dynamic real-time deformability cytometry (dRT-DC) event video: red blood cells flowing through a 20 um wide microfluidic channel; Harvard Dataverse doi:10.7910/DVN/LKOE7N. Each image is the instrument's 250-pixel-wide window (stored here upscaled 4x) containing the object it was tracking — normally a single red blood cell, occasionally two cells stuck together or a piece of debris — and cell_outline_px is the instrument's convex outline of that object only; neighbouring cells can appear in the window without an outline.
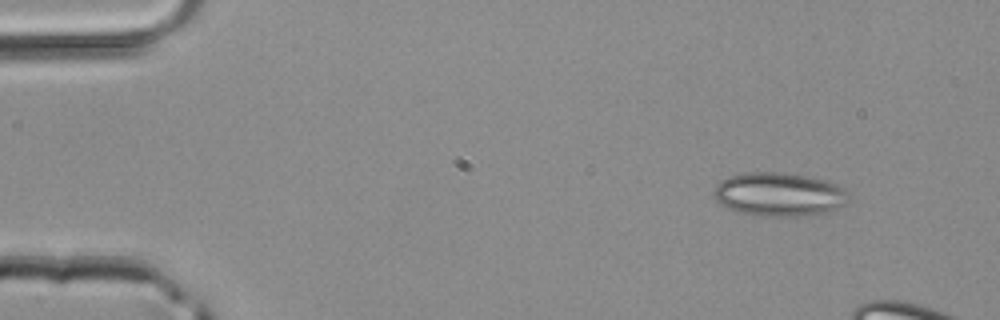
{"species": "common noctule bat (a hibernating species)", "species_latin": "Nyctalus noctula", "temperature_condition": "room temperature", "stored_images_in_passage": 3, "camera_frame_rate_fps": 3000, "um_per_image_px": 0.085, "animal": {"sex": "male", "body_mass_g": 20.4}, "frame": {"image": 1, "passage_image": 1, "time_ms": 0.0, "image_size_px": [1000, 320], "cell_outline_px": [[848, 200], [844, 204], [828, 212], [796, 216], [756, 216], [736, 212], [720, 204], [716, 200], [716, 184], [720, 180], [728, 176], [744, 172], [776, 172], [804, 176], [828, 180], [836, 184], [848, 192]], "centroid_in_image_um": [66.2, 16.52], "position_along_channel_um": 18.8, "area_um2": 34.28}}